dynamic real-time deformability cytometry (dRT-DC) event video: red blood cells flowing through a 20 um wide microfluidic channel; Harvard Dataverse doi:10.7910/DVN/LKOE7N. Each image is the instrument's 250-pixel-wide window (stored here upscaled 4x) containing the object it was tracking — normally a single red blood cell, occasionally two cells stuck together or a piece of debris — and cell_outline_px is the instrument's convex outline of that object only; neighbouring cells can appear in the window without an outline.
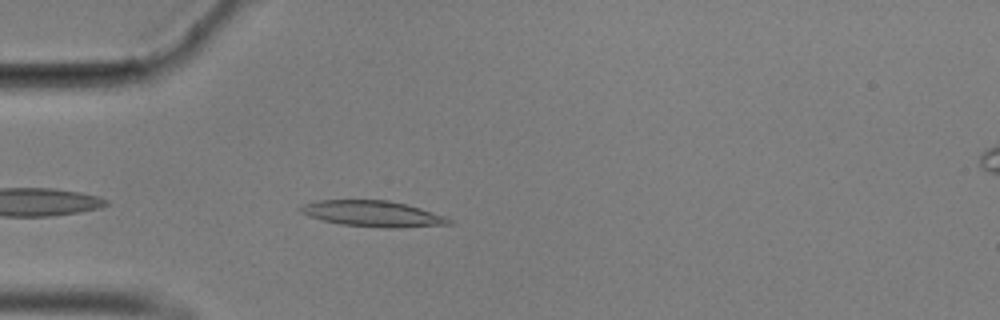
{"species": "common noctule bat (a hibernating species)", "species_latin": "Nyctalus noctula", "temperature_condition": "cold", "stored_images_in_passage": 42, "camera_frame_rate_fps": 3000, "um_per_image_px": 0.085, "animal": {"sex": "male", "body_mass_g": 17.9}, "frame": {"image": 1, "passage_image": 4, "time_ms": 1.0, "image_size_px": [1000, 320], "cell_outline_px": [[452, 224], [400, 228], [388, 228], [340, 224], [308, 216], [300, 212], [296, 208], [304, 204], [320, 200], [388, 200], [408, 204], [444, 216], [452, 220]], "centroid_in_image_um": [31.68, 18.16], "position_along_channel_um": 53.3, "area_um2": 22.43}}
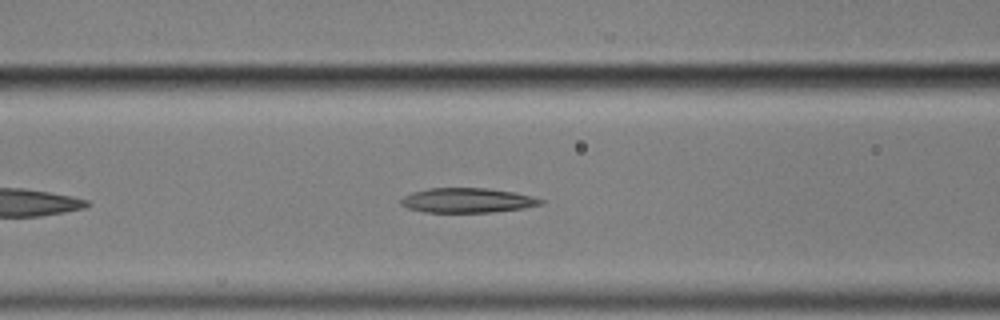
{"frame": {"image": 2, "passage_image": 11, "time_ms": 3.333, "image_size_px": [1000, 320], "cell_outline_px": [[544, 204], [524, 208], [492, 212], [424, 212], [408, 208], [400, 204], [400, 200], [404, 196], [412, 192], [428, 188], [488, 188], [512, 192], [532, 196], [544, 200]], "centroid_in_image_um": [39.72, 17.03], "position_along_channel_um": 126.9, "area_um2": 20.11}}
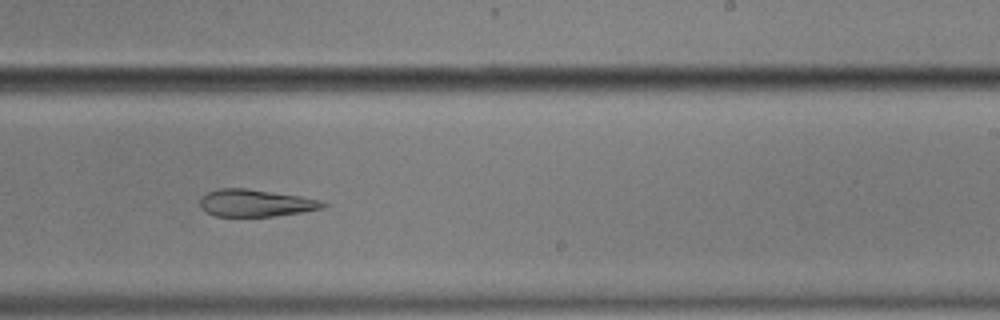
{"frame": {"image": 3, "passage_image": 23, "time_ms": 7.333, "image_size_px": [1000, 320], "cell_outline_px": [[328, 204], [324, 208], [300, 212], [272, 216], [216, 216], [200, 208], [200, 196], [208, 192], [220, 188], [244, 188], [300, 196], [320, 200]], "centroid_in_image_um": [21.7, 17.25], "position_along_channel_um": 267.3, "area_um2": 19.31}, "authors_computed_cell_mechanics": {"area_um2": 21.5594, "velocity_mm_per_s": 3.5177, "shape_relaxation_time_tau1_ms": null, "shape_relaxation_time_tau2_ms": 3.8129, "deformation_change_tau1": null, "deformation_change_tau2": 0.1346}}